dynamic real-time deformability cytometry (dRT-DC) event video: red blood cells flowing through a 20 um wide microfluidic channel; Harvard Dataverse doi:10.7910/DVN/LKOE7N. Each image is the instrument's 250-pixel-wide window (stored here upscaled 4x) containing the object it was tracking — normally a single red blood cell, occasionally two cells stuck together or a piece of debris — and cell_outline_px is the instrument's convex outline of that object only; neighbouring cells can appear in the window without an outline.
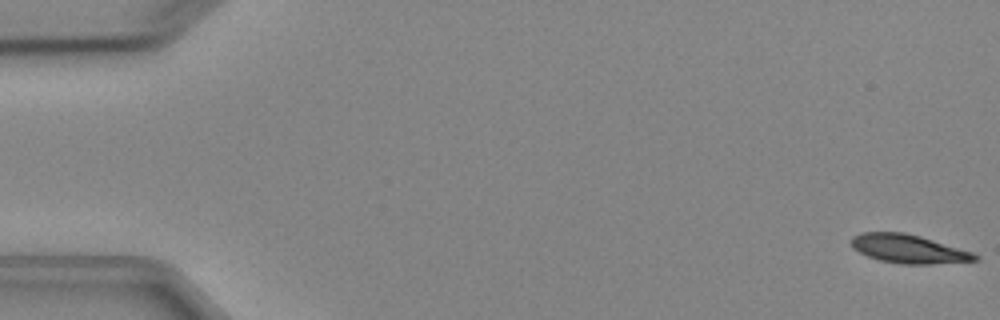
{"species": "Egyptian fruit bat (a non-hibernating species)", "species_latin": "Rousettus aegyptiacus", "temperature_condition": "cold", "stored_images_in_passage": 5, "camera_frame_rate_fps": 3000, "um_per_image_px": 0.085, "animal": {"sex": "female"}, "frame": {"image": 1, "passage_image": 1, "time_ms": 0.0, "image_size_px": [1000, 320], "cell_outline_px": [[980, 260], [928, 264], [900, 264], [880, 260], [868, 256], [852, 248], [852, 236], [860, 232], [904, 232], [920, 236], [972, 252], [980, 256]], "centroid_in_image_um": [77.21, 21.15], "position_along_channel_um": 7.8, "area_um2": 20.52}}
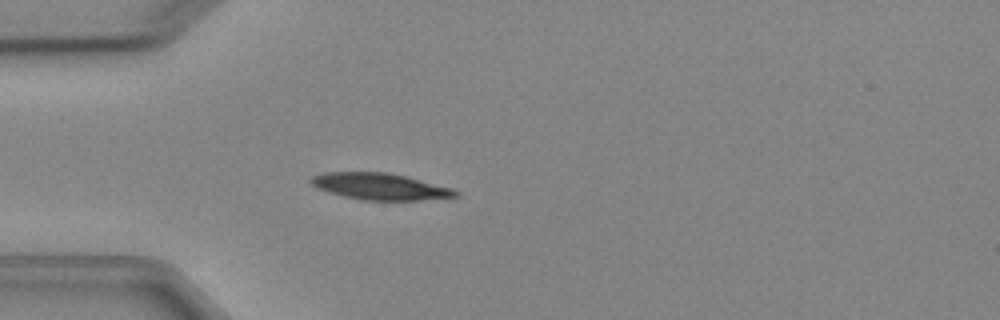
{"frame": {"image": 2, "passage_image": 5, "time_ms": 4.667, "image_size_px": [1000, 320], "cell_outline_px": [[460, 196], [420, 200], [360, 200], [328, 192], [316, 188], [308, 180], [312, 176], [324, 172], [388, 172], [452, 188], [460, 192]], "centroid_in_image_um": [32.27, 15.85], "position_along_channel_um": 52.7, "area_um2": 22.37}}